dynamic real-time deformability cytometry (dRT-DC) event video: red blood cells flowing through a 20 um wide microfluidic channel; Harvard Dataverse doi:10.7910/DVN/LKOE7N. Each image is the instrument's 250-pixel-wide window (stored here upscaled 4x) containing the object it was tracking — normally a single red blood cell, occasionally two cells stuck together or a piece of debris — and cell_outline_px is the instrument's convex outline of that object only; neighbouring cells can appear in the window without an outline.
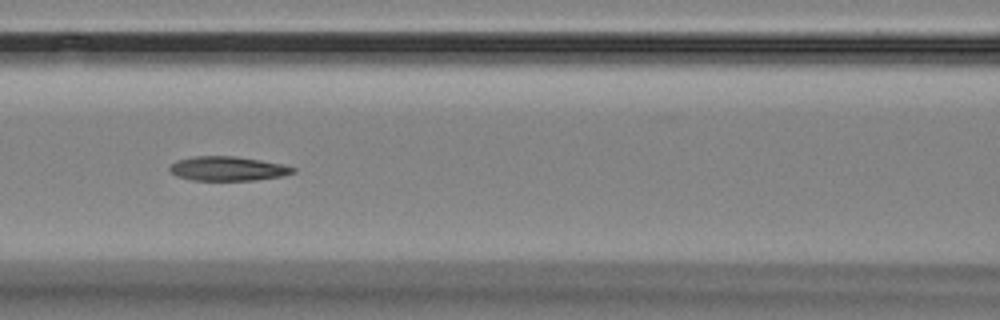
{"species": "Egyptian fruit bat (a non-hibernating species)", "species_latin": "Rousettus aegyptiacus", "temperature_condition": "room temperature", "stored_images_in_passage": 15, "camera_frame_rate_fps": 3000, "um_per_image_px": 0.085, "animal": {"sex": "female"}, "frame": {"image": 1, "passage_image": 6, "time_ms": 5.667, "image_size_px": [1000, 320], "cell_outline_px": [[296, 172], [280, 176], [256, 180], [192, 180], [176, 176], [168, 168], [176, 160], [192, 156], [236, 156], [260, 160], [280, 164], [296, 168]], "centroid_in_image_um": [19.33, 14.33], "position_along_channel_um": 147.3, "area_um2": 17.4}}
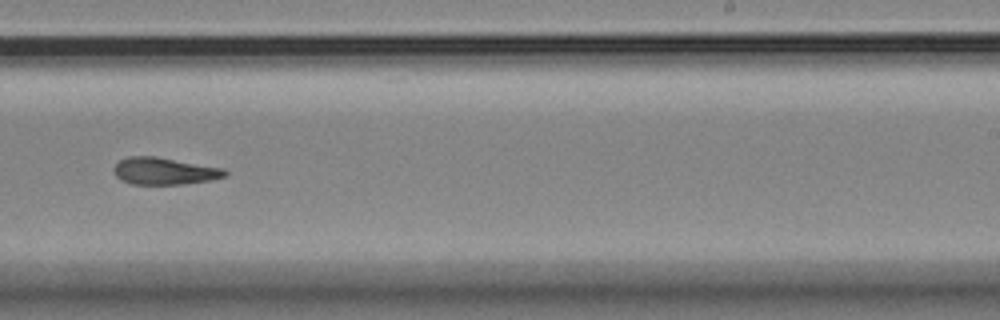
{"frame": {"image": 2, "passage_image": 9, "time_ms": 9.333, "image_size_px": [1000, 320], "cell_outline_px": [[228, 176], [212, 180], [184, 184], [132, 184], [120, 180], [116, 176], [112, 168], [120, 160], [128, 156], [156, 156], [224, 168], [228, 172]], "centroid_in_image_um": [13.99, 14.54], "position_along_channel_um": 275.0, "area_um2": 17.74}}
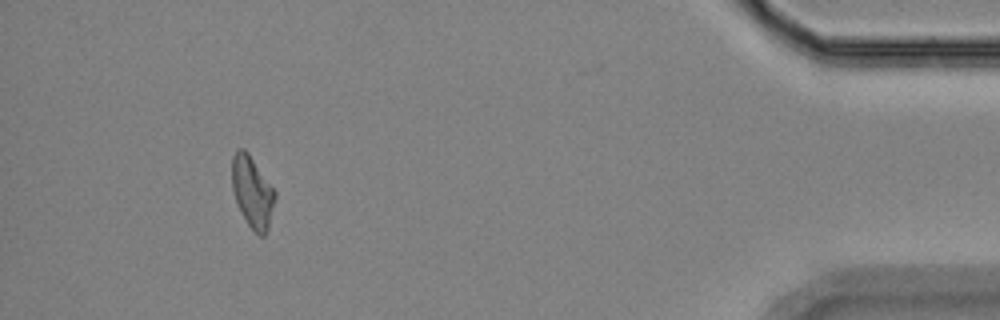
{"frame": {"image": 3, "passage_image": 14, "time_ms": 15.0, "image_size_px": [1000, 320], "cell_outline_px": [[276, 196], [268, 228], [264, 236], [260, 236], [248, 224], [236, 200], [232, 188], [232, 156], [236, 148], [244, 148], [248, 152], [276, 192]], "centroid_in_image_um": [21.44, 16.27], "position_along_channel_um": 413.8, "area_um2": 17.63}, "authors_computed_cell_mechanics": {"area_um2": 17.9758, "velocity_mm_per_s": 3.5089, "shape_relaxation_time_tau1_ms": 10.16, "shape_relaxation_time_tau2_ms": 4.3414, "deformation_change_tau1": 0.2082, "deformation_change_tau2": 0.1007}}